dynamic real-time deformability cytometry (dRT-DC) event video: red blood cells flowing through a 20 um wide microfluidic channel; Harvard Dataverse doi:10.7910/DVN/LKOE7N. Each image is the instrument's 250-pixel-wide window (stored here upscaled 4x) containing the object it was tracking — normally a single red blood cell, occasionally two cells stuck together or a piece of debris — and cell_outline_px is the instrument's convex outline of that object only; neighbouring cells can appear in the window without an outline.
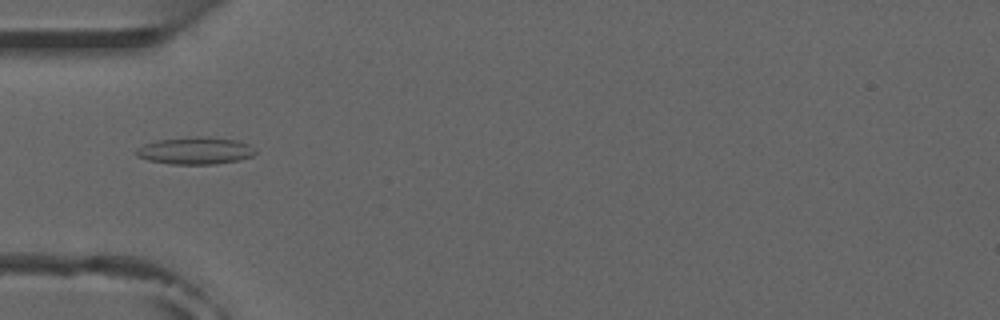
{"species": "common noctule bat (a hibernating species)", "species_latin": "Nyctalus noctula", "temperature_condition": "room temperature", "stored_images_in_passage": 5, "camera_frame_rate_fps": 3000, "um_per_image_px": 0.085, "animal": {"sex": "male", "forearm_length_mm": 52.5}, "frame": {"image": 1, "passage_image": 2, "time_ms": 1.333, "image_size_px": [1000, 320], "cell_outline_px": [[256, 152], [252, 156], [236, 160], [216, 164], [172, 164], [148, 160], [136, 156], [136, 148], [144, 144], [156, 140], [196, 136], [208, 136], [236, 140], [248, 144], [256, 148]], "centroid_in_image_um": [16.59, 12.8], "position_along_channel_um": 68.4, "area_um2": 18.96}}
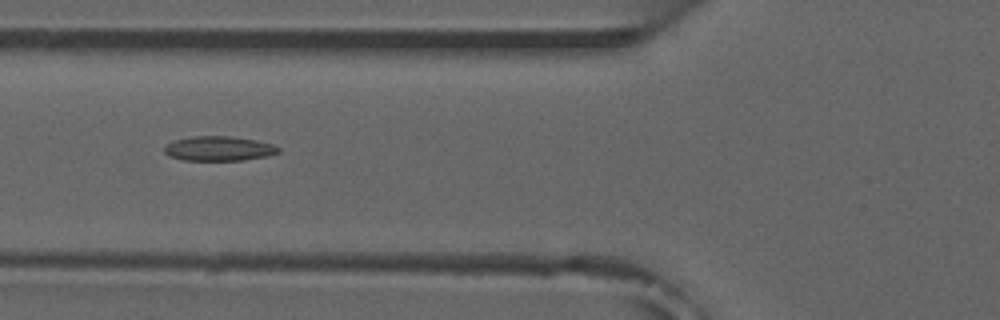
{"frame": {"image": 2, "passage_image": 3, "time_ms": 2.333, "image_size_px": [1000, 320], "cell_outline_px": [[280, 152], [268, 156], [244, 160], [184, 160], [168, 156], [164, 152], [164, 144], [172, 140], [192, 136], [232, 136], [256, 140], [272, 144], [280, 148]], "centroid_in_image_um": [18.57, 12.62], "position_along_channel_um": 107.2, "area_um2": 16.59}}
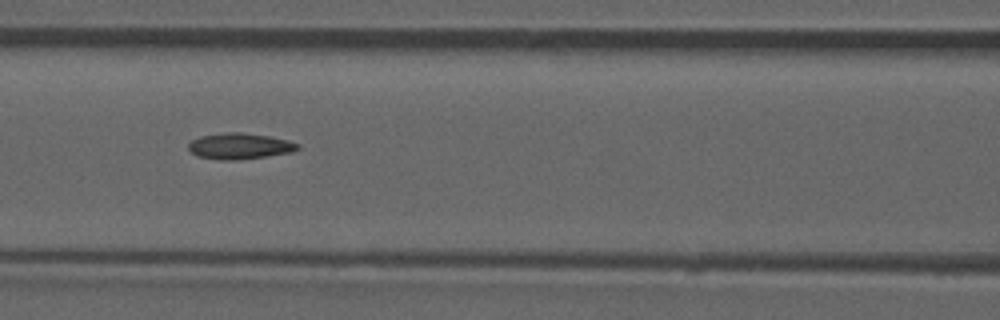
{"frame": {"image": 3, "passage_image": 4, "time_ms": 3.333, "image_size_px": [1000, 320], "cell_outline_px": [[300, 148], [292, 152], [236, 160], [220, 160], [196, 156], [188, 148], [188, 144], [192, 140], [200, 136], [228, 132], [240, 132], [268, 136], [288, 140], [300, 144]], "centroid_in_image_um": [20.36, 12.42], "position_along_channel_um": 146.2, "area_um2": 16.47}}